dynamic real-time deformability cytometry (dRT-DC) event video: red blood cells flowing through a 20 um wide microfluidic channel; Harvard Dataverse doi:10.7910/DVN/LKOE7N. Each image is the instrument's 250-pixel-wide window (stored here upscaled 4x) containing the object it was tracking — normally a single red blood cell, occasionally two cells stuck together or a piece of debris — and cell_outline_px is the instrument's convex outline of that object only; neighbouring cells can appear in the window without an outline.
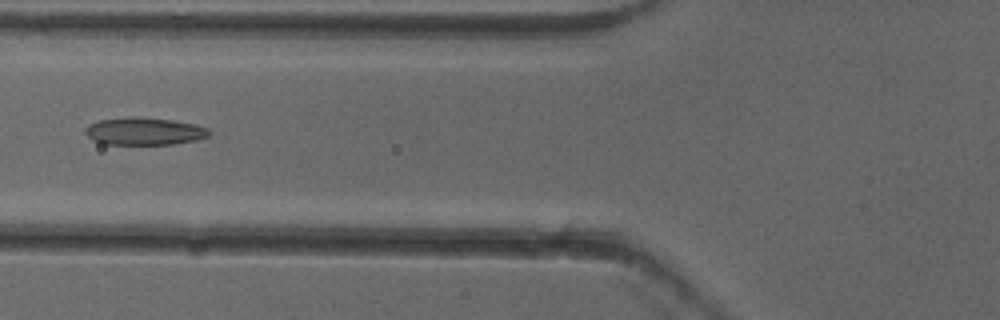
{"species": "common noctule bat (a hibernating species)", "species_latin": "Nyctalus noctula", "temperature_condition": "cold", "stored_images_in_passage": 6, "camera_frame_rate_fps": 3000, "um_per_image_px": 0.085, "animal": {"sex": "female"}, "frame": {"image": 1, "passage_image": 5, "time_ms": 1.333, "image_size_px": [1000, 320], "cell_outline_px": [[212, 132], [208, 136], [196, 140], [176, 144], [104, 144], [92, 140], [84, 132], [84, 128], [88, 124], [100, 120], [132, 116], [140, 116], [172, 120], [196, 124], [208, 128]], "centroid_in_image_um": [12.26, 11.15], "position_along_channel_um": 113.5, "area_um2": 20.11}}
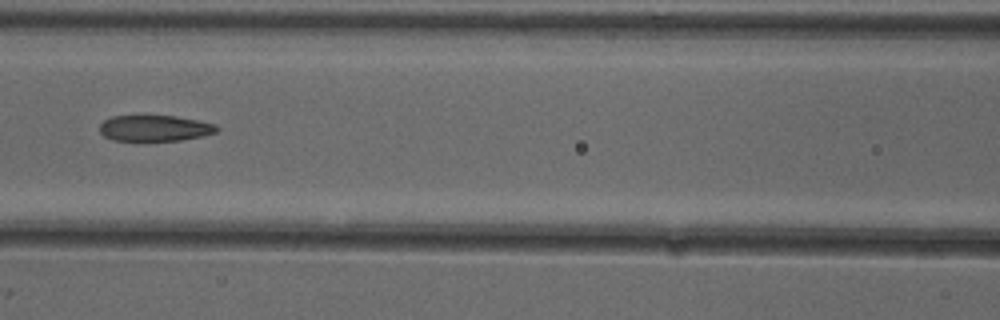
{"frame": {"image": 2, "passage_image": 6, "time_ms": 1.667, "image_size_px": [1000, 320], "cell_outline_px": [[220, 128], [216, 132], [200, 136], [180, 140], [112, 140], [104, 136], [100, 132], [100, 124], [104, 120], [112, 116], [176, 116], [216, 124]], "centroid_in_image_um": [13.14, 10.89], "position_along_channel_um": 153.5, "area_um2": 17.51}}